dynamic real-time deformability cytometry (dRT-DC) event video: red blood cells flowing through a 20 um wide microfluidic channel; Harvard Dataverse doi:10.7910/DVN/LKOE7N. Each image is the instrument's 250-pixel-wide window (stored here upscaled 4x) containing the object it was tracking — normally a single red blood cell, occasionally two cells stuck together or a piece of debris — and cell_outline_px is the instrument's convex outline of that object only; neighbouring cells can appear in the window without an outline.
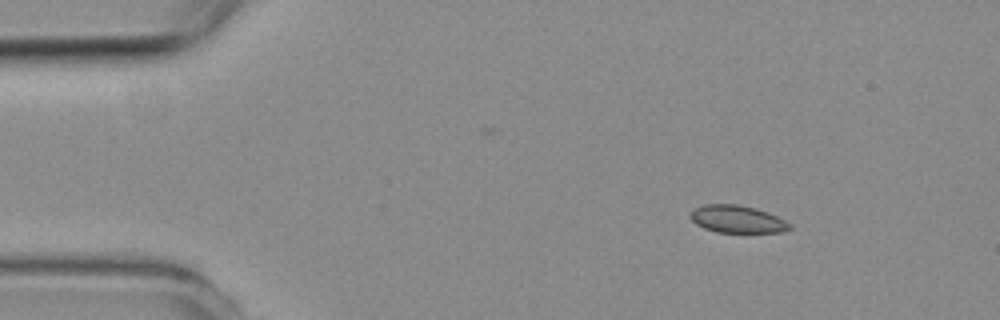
{"species": "common noctule bat (a hibernating species)", "species_latin": "Nyctalus noctula", "temperature_condition": "room temperature", "stored_images_in_passage": 5, "camera_frame_rate_fps": 3000, "um_per_image_px": 0.085, "animal": {"sex": "female", "body_mass_g": 19.3, "forearm_length_mm": 54.1}, "frame": {"image": 1, "passage_image": 2, "time_ms": 1.333, "image_size_px": [1000, 320], "cell_outline_px": [[792, 228], [784, 232], [716, 232], [704, 228], [696, 224], [688, 216], [688, 212], [704, 204], [736, 204], [756, 208], [768, 212], [792, 224]], "centroid_in_image_um": [62.65, 18.62], "position_along_channel_um": 22.3, "area_um2": 16.01}}
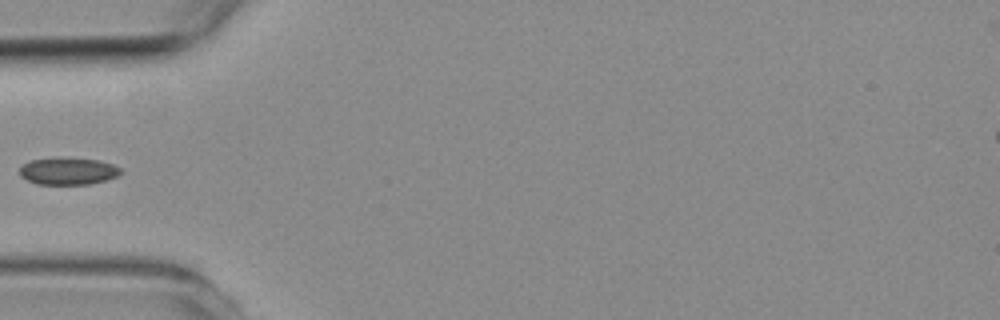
{"frame": {"image": 2, "passage_image": 5, "time_ms": 4.667, "image_size_px": [1000, 320], "cell_outline_px": [[124, 172], [108, 180], [88, 184], [36, 184], [20, 176], [20, 168], [28, 160], [56, 156], [64, 156], [100, 160], [112, 164], [120, 168]], "centroid_in_image_um": [5.79, 14.51], "position_along_channel_um": 79.2, "area_um2": 16.47}}